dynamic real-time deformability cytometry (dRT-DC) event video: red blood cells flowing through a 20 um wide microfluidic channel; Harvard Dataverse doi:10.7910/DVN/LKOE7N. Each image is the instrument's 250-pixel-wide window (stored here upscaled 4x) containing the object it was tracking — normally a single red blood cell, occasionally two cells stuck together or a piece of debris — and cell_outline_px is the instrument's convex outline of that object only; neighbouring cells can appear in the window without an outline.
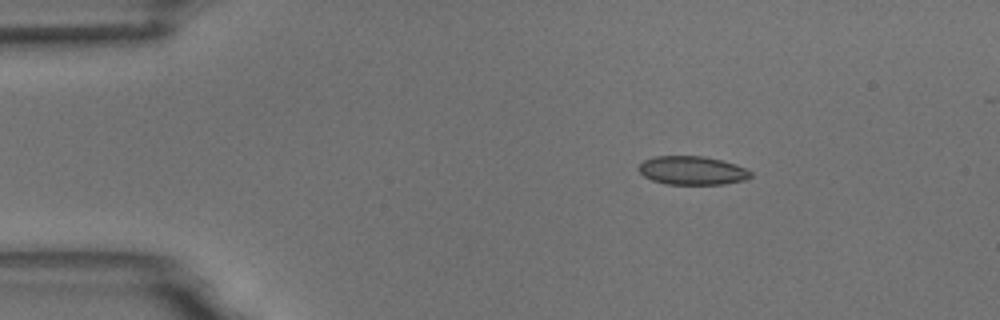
{"species": "common noctule bat (a hibernating species)", "species_latin": "Nyctalus noctula", "temperature_condition": "room temperature", "stored_images_in_passage": 3, "camera_frame_rate_fps": 3000, "um_per_image_px": 0.085, "animal": {"sex": "male", "body_mass_g": 18.8}, "frame": {"image": 1, "passage_image": 2, "time_ms": 1.0, "image_size_px": [1000, 320], "cell_outline_px": [[752, 176], [744, 180], [724, 184], [668, 184], [652, 180], [644, 176], [636, 168], [644, 160], [656, 156], [704, 156], [736, 164], [752, 172]], "centroid_in_image_um": [58.83, 14.49], "position_along_channel_um": 26.2, "area_um2": 18.61}}